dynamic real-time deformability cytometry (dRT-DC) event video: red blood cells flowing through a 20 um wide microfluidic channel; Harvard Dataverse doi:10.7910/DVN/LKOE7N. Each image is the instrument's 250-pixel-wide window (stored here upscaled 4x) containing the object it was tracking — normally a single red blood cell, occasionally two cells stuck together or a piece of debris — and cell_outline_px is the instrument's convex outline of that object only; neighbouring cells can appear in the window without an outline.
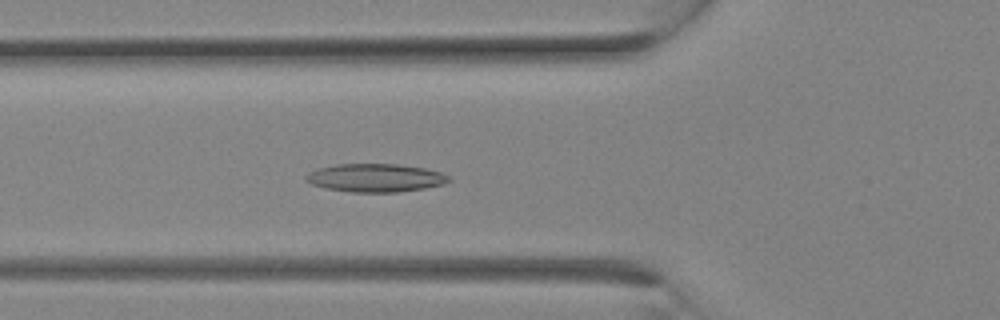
{"species": "Egyptian fruit bat (a non-hibernating species)", "species_latin": "Rousettus aegyptiacus", "temperature_condition": "room temperature", "stored_images_in_passage": 17, "camera_frame_rate_fps": 3000, "um_per_image_px": 0.085, "animal": {"sex": "female"}, "frame": {"image": 1, "passage_image": 10, "time_ms": 3.0, "image_size_px": [1000, 320], "cell_outline_px": [[452, 180], [444, 184], [424, 188], [400, 192], [352, 192], [328, 188], [312, 184], [304, 180], [304, 176], [308, 172], [320, 168], [336, 164], [400, 164], [424, 168], [440, 172], [448, 176]], "centroid_in_image_um": [31.92, 15.11], "position_along_channel_um": 93.9, "area_um2": 23.47}}
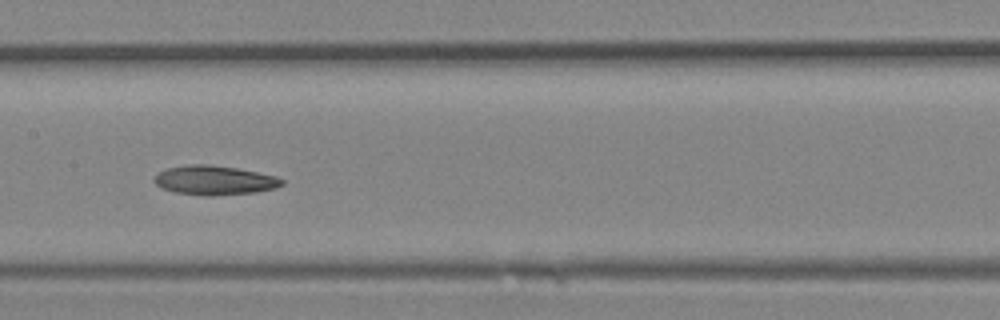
{"frame": {"image": 2, "passage_image": 14, "time_ms": 4.333, "image_size_px": [1000, 320], "cell_outline_px": [[284, 184], [276, 188], [256, 192], [212, 196], [204, 196], [176, 192], [160, 188], [156, 184], [156, 172], [168, 168], [188, 164], [208, 164], [236, 168], [276, 176], [284, 180]], "centroid_in_image_um": [18.23, 15.32], "position_along_channel_um": 189.2, "area_um2": 21.79}}
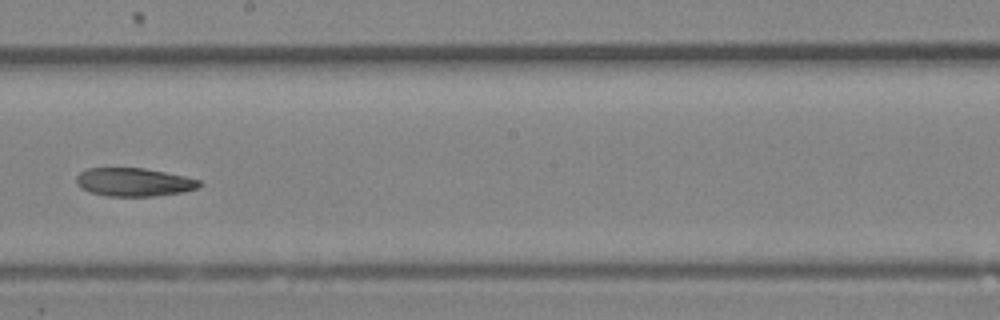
{"frame": {"image": 3, "passage_image": 16, "time_ms": 5.0, "image_size_px": [1000, 320], "cell_outline_px": [[204, 184], [196, 188], [184, 192], [152, 196], [104, 196], [80, 188], [76, 184], [76, 176], [80, 172], [88, 168], [144, 168], [184, 176], [200, 180]], "centroid_in_image_um": [11.37, 15.48], "position_along_channel_um": 236.8, "area_um2": 20.35}}